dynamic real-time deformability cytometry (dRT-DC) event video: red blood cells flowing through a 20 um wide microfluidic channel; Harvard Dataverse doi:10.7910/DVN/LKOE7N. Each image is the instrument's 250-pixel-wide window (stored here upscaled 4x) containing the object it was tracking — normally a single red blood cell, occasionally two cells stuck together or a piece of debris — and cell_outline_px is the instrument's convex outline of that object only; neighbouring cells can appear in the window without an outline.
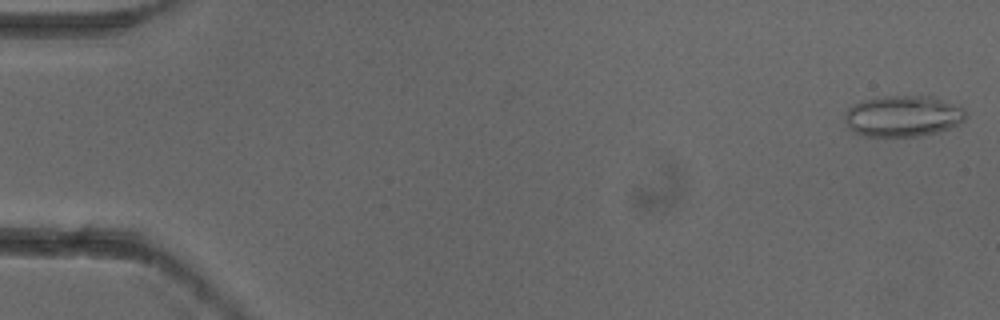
{"species": "common noctule bat (a hibernating species)", "species_latin": "Nyctalus noctula", "temperature_condition": "cold", "stored_images_in_passage": 5, "camera_frame_rate_fps": 3000, "um_per_image_px": 0.085, "animal": {"sex": "female"}, "frame": {"image": 1, "passage_image": 1, "time_ms": 0.0, "image_size_px": [1000, 320], "cell_outline_px": [[968, 116], [964, 120], [948, 128], [936, 132], [920, 136], [864, 136], [848, 128], [844, 120], [844, 116], [848, 108], [852, 104], [860, 100], [876, 96], [932, 96], [964, 108]], "centroid_in_image_um": [76.71, 9.85], "position_along_channel_um": 8.3, "area_um2": 29.19}}